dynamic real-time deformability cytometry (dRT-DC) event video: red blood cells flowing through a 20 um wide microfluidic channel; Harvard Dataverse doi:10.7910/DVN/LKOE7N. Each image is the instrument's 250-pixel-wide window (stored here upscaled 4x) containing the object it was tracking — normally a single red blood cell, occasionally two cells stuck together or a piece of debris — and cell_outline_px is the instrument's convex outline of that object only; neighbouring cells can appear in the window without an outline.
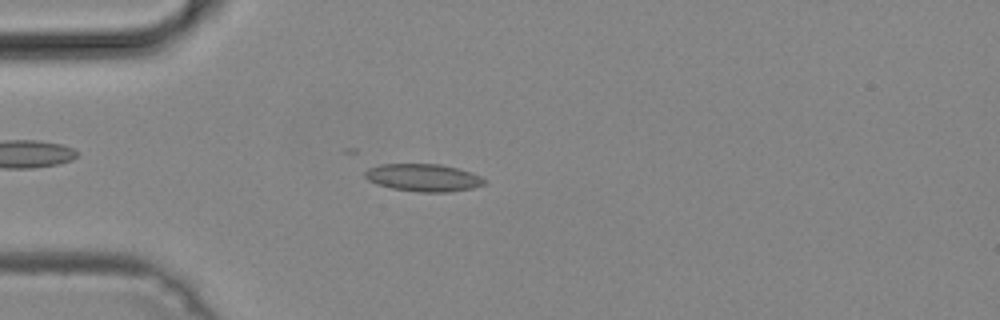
{"species": "common noctule bat (a hibernating species)", "species_latin": "Nyctalus noctula", "temperature_condition": "cold", "stored_images_in_passage": 37, "camera_frame_rate_fps": 3000, "um_per_image_px": 0.085, "animal": {"sex": "male", "body_mass_g": 19.2, "forearm_length_mm": 51.8}, "frame": {"image": 1, "passage_image": 1, "time_ms": 0.0, "image_size_px": [1000, 320], "cell_outline_px": [[488, 180], [484, 184], [472, 188], [448, 192], [420, 192], [392, 188], [376, 184], [368, 180], [364, 176], [364, 172], [368, 168], [380, 164], [440, 164], [472, 172]], "centroid_in_image_um": [35.98, 15.09], "position_along_channel_um": 49.0, "area_um2": 19.19}}
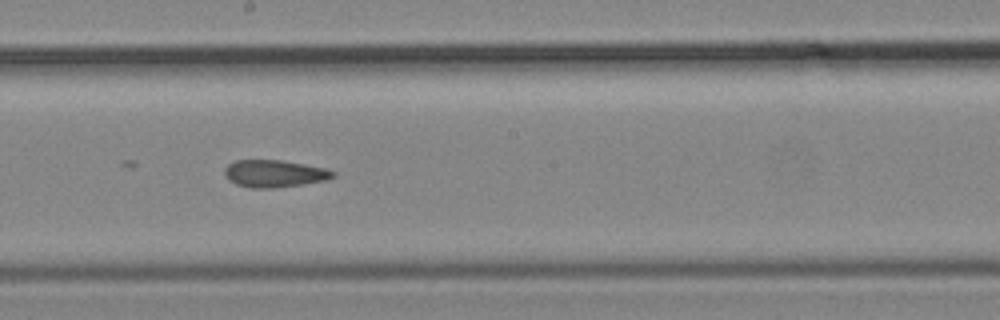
{"frame": {"image": 2, "passage_image": 15, "time_ms": 4.667, "image_size_px": [1000, 320], "cell_outline_px": [[336, 176], [324, 180], [300, 184], [272, 188], [252, 188], [236, 184], [228, 180], [224, 176], [224, 168], [228, 164], [236, 160], [280, 160], [328, 168], [336, 172]], "centroid_in_image_um": [23.3, 14.74], "position_along_channel_um": 224.9, "area_um2": 17.22}}
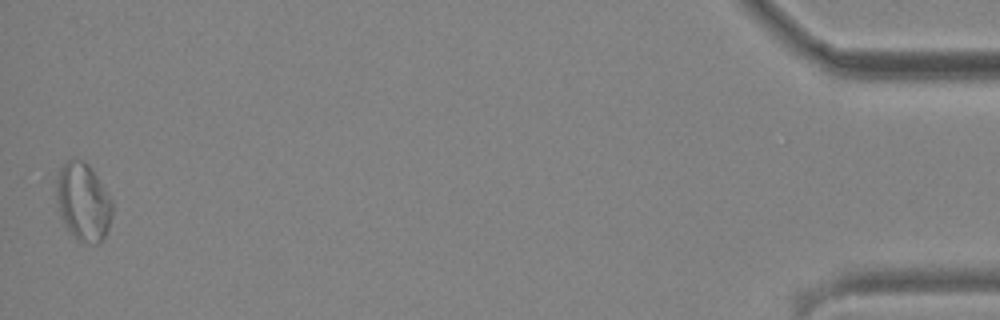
{"frame": {"image": 3, "passage_image": 37, "time_ms": 12.0, "image_size_px": [1000, 320], "cell_outline_px": [[112, 216], [108, 228], [100, 244], [96, 244], [80, 240], [64, 224], [60, 216], [56, 200], [56, 176], [60, 168], [68, 160], [84, 160], [92, 168], [108, 192], [112, 200]], "centroid_in_image_um": [7.07, 17.13], "position_along_channel_um": 428.1, "area_um2": 25.37}}